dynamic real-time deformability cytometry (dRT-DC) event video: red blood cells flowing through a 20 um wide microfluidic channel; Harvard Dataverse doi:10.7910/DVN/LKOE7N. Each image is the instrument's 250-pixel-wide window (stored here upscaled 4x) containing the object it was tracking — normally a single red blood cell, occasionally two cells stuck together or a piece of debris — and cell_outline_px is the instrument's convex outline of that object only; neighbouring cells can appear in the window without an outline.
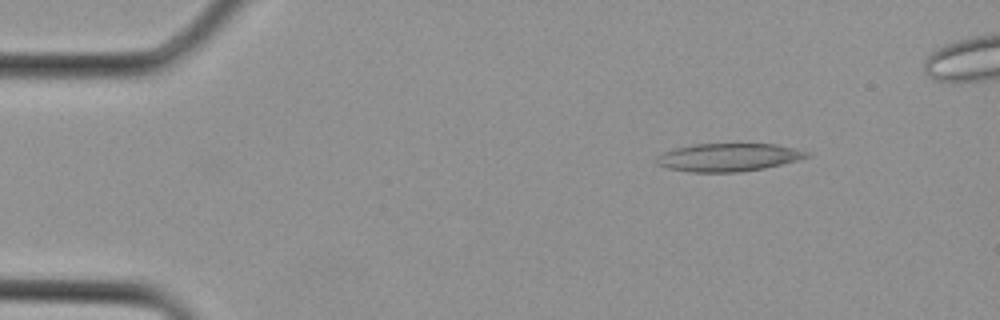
{"species": "Egyptian fruit bat (a non-hibernating species)", "species_latin": "Rousettus aegyptiacus", "temperature_condition": "cold", "stored_images_in_passage": 3, "camera_frame_rate_fps": 3000, "um_per_image_px": 0.085, "animal": {"sex": "female"}, "frame": {"image": 1, "passage_image": 1, "time_ms": 0.0, "image_size_px": [1000, 320], "cell_outline_px": [[808, 156], [800, 160], [764, 168], [740, 172], [692, 172], [668, 168], [656, 164], [656, 156], [664, 152], [676, 148], [696, 144], [776, 144], [808, 152]], "centroid_in_image_um": [61.9, 13.38], "position_along_channel_um": 23.1, "area_um2": 24.33}}